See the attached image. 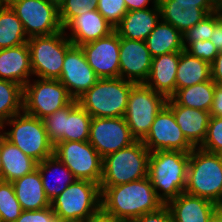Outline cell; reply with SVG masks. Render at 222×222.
<instances>
[{"label":"cell","instance_id":"obj_34","mask_svg":"<svg viewBox=\"0 0 222 222\" xmlns=\"http://www.w3.org/2000/svg\"><path fill=\"white\" fill-rule=\"evenodd\" d=\"M22 212L13 184L0 180V214L3 222H15Z\"/></svg>","mask_w":222,"mask_h":222},{"label":"cell","instance_id":"obj_51","mask_svg":"<svg viewBox=\"0 0 222 222\" xmlns=\"http://www.w3.org/2000/svg\"><path fill=\"white\" fill-rule=\"evenodd\" d=\"M216 11L222 14V0H214Z\"/></svg>","mask_w":222,"mask_h":222},{"label":"cell","instance_id":"obj_17","mask_svg":"<svg viewBox=\"0 0 222 222\" xmlns=\"http://www.w3.org/2000/svg\"><path fill=\"white\" fill-rule=\"evenodd\" d=\"M80 47L100 79L120 77V37L116 31Z\"/></svg>","mask_w":222,"mask_h":222},{"label":"cell","instance_id":"obj_12","mask_svg":"<svg viewBox=\"0 0 222 222\" xmlns=\"http://www.w3.org/2000/svg\"><path fill=\"white\" fill-rule=\"evenodd\" d=\"M55 155L76 179L100 184L103 158L88 141H62L54 146Z\"/></svg>","mask_w":222,"mask_h":222},{"label":"cell","instance_id":"obj_52","mask_svg":"<svg viewBox=\"0 0 222 222\" xmlns=\"http://www.w3.org/2000/svg\"><path fill=\"white\" fill-rule=\"evenodd\" d=\"M58 222H87L85 220H72V221H62V220H59Z\"/></svg>","mask_w":222,"mask_h":222},{"label":"cell","instance_id":"obj_26","mask_svg":"<svg viewBox=\"0 0 222 222\" xmlns=\"http://www.w3.org/2000/svg\"><path fill=\"white\" fill-rule=\"evenodd\" d=\"M37 168L46 197L50 202L76 180L72 172L55 155L38 162Z\"/></svg>","mask_w":222,"mask_h":222},{"label":"cell","instance_id":"obj_45","mask_svg":"<svg viewBox=\"0 0 222 222\" xmlns=\"http://www.w3.org/2000/svg\"><path fill=\"white\" fill-rule=\"evenodd\" d=\"M210 114L211 116L222 117V85L216 84L214 89V100Z\"/></svg>","mask_w":222,"mask_h":222},{"label":"cell","instance_id":"obj_28","mask_svg":"<svg viewBox=\"0 0 222 222\" xmlns=\"http://www.w3.org/2000/svg\"><path fill=\"white\" fill-rule=\"evenodd\" d=\"M2 180L14 182L37 168L38 162L7 140L2 131Z\"/></svg>","mask_w":222,"mask_h":222},{"label":"cell","instance_id":"obj_36","mask_svg":"<svg viewBox=\"0 0 222 222\" xmlns=\"http://www.w3.org/2000/svg\"><path fill=\"white\" fill-rule=\"evenodd\" d=\"M199 148L210 153L222 154V117H210L207 135Z\"/></svg>","mask_w":222,"mask_h":222},{"label":"cell","instance_id":"obj_1","mask_svg":"<svg viewBox=\"0 0 222 222\" xmlns=\"http://www.w3.org/2000/svg\"><path fill=\"white\" fill-rule=\"evenodd\" d=\"M101 189V210L115 218L130 222L164 206L147 177Z\"/></svg>","mask_w":222,"mask_h":222},{"label":"cell","instance_id":"obj_23","mask_svg":"<svg viewBox=\"0 0 222 222\" xmlns=\"http://www.w3.org/2000/svg\"><path fill=\"white\" fill-rule=\"evenodd\" d=\"M169 208L173 222H207L210 215L219 207L214 202L185 192L170 200Z\"/></svg>","mask_w":222,"mask_h":222},{"label":"cell","instance_id":"obj_8","mask_svg":"<svg viewBox=\"0 0 222 222\" xmlns=\"http://www.w3.org/2000/svg\"><path fill=\"white\" fill-rule=\"evenodd\" d=\"M27 44L33 77L59 79L66 51L73 45L64 30L52 35L31 37Z\"/></svg>","mask_w":222,"mask_h":222},{"label":"cell","instance_id":"obj_30","mask_svg":"<svg viewBox=\"0 0 222 222\" xmlns=\"http://www.w3.org/2000/svg\"><path fill=\"white\" fill-rule=\"evenodd\" d=\"M211 79L210 64L190 55L187 51L180 52L176 75V91Z\"/></svg>","mask_w":222,"mask_h":222},{"label":"cell","instance_id":"obj_46","mask_svg":"<svg viewBox=\"0 0 222 222\" xmlns=\"http://www.w3.org/2000/svg\"><path fill=\"white\" fill-rule=\"evenodd\" d=\"M177 2L198 3V7L204 9L208 14L216 11L214 0H175Z\"/></svg>","mask_w":222,"mask_h":222},{"label":"cell","instance_id":"obj_6","mask_svg":"<svg viewBox=\"0 0 222 222\" xmlns=\"http://www.w3.org/2000/svg\"><path fill=\"white\" fill-rule=\"evenodd\" d=\"M0 129L7 140L37 162L53 155L54 146L48 140L43 119L22 111L7 120Z\"/></svg>","mask_w":222,"mask_h":222},{"label":"cell","instance_id":"obj_25","mask_svg":"<svg viewBox=\"0 0 222 222\" xmlns=\"http://www.w3.org/2000/svg\"><path fill=\"white\" fill-rule=\"evenodd\" d=\"M160 20L159 6L128 11L115 31L121 38L146 41Z\"/></svg>","mask_w":222,"mask_h":222},{"label":"cell","instance_id":"obj_54","mask_svg":"<svg viewBox=\"0 0 222 222\" xmlns=\"http://www.w3.org/2000/svg\"><path fill=\"white\" fill-rule=\"evenodd\" d=\"M12 0H5L6 4H8L9 2H11Z\"/></svg>","mask_w":222,"mask_h":222},{"label":"cell","instance_id":"obj_18","mask_svg":"<svg viewBox=\"0 0 222 222\" xmlns=\"http://www.w3.org/2000/svg\"><path fill=\"white\" fill-rule=\"evenodd\" d=\"M120 78L135 84L145 83L151 71L152 57L145 41L120 37Z\"/></svg>","mask_w":222,"mask_h":222},{"label":"cell","instance_id":"obj_15","mask_svg":"<svg viewBox=\"0 0 222 222\" xmlns=\"http://www.w3.org/2000/svg\"><path fill=\"white\" fill-rule=\"evenodd\" d=\"M135 141L124 117L92 118L88 142L102 158Z\"/></svg>","mask_w":222,"mask_h":222},{"label":"cell","instance_id":"obj_27","mask_svg":"<svg viewBox=\"0 0 222 222\" xmlns=\"http://www.w3.org/2000/svg\"><path fill=\"white\" fill-rule=\"evenodd\" d=\"M12 184L16 198L23 211L41 210L51 207V202L46 197L38 168L15 180Z\"/></svg>","mask_w":222,"mask_h":222},{"label":"cell","instance_id":"obj_44","mask_svg":"<svg viewBox=\"0 0 222 222\" xmlns=\"http://www.w3.org/2000/svg\"><path fill=\"white\" fill-rule=\"evenodd\" d=\"M124 1L128 11H135V10H141L158 6V0H124Z\"/></svg>","mask_w":222,"mask_h":222},{"label":"cell","instance_id":"obj_21","mask_svg":"<svg viewBox=\"0 0 222 222\" xmlns=\"http://www.w3.org/2000/svg\"><path fill=\"white\" fill-rule=\"evenodd\" d=\"M32 78L33 71L27 43L0 49V79L10 80L24 87Z\"/></svg>","mask_w":222,"mask_h":222},{"label":"cell","instance_id":"obj_10","mask_svg":"<svg viewBox=\"0 0 222 222\" xmlns=\"http://www.w3.org/2000/svg\"><path fill=\"white\" fill-rule=\"evenodd\" d=\"M74 99L58 79L32 78L23 87V111L44 119Z\"/></svg>","mask_w":222,"mask_h":222},{"label":"cell","instance_id":"obj_9","mask_svg":"<svg viewBox=\"0 0 222 222\" xmlns=\"http://www.w3.org/2000/svg\"><path fill=\"white\" fill-rule=\"evenodd\" d=\"M167 100L145 83L133 85L124 118L136 140L142 141L147 136L156 115L167 104Z\"/></svg>","mask_w":222,"mask_h":222},{"label":"cell","instance_id":"obj_2","mask_svg":"<svg viewBox=\"0 0 222 222\" xmlns=\"http://www.w3.org/2000/svg\"><path fill=\"white\" fill-rule=\"evenodd\" d=\"M189 157L183 151L150 152L148 178L164 205L185 191Z\"/></svg>","mask_w":222,"mask_h":222},{"label":"cell","instance_id":"obj_49","mask_svg":"<svg viewBox=\"0 0 222 222\" xmlns=\"http://www.w3.org/2000/svg\"><path fill=\"white\" fill-rule=\"evenodd\" d=\"M1 150H2V130L0 129V180H2V160H1Z\"/></svg>","mask_w":222,"mask_h":222},{"label":"cell","instance_id":"obj_33","mask_svg":"<svg viewBox=\"0 0 222 222\" xmlns=\"http://www.w3.org/2000/svg\"><path fill=\"white\" fill-rule=\"evenodd\" d=\"M23 111V87L13 81L0 79V127Z\"/></svg>","mask_w":222,"mask_h":222},{"label":"cell","instance_id":"obj_50","mask_svg":"<svg viewBox=\"0 0 222 222\" xmlns=\"http://www.w3.org/2000/svg\"><path fill=\"white\" fill-rule=\"evenodd\" d=\"M49 3H52L54 6H56L58 9L64 4L66 0H47Z\"/></svg>","mask_w":222,"mask_h":222},{"label":"cell","instance_id":"obj_37","mask_svg":"<svg viewBox=\"0 0 222 222\" xmlns=\"http://www.w3.org/2000/svg\"><path fill=\"white\" fill-rule=\"evenodd\" d=\"M96 10L116 28L128 12L124 0H98Z\"/></svg>","mask_w":222,"mask_h":222},{"label":"cell","instance_id":"obj_38","mask_svg":"<svg viewBox=\"0 0 222 222\" xmlns=\"http://www.w3.org/2000/svg\"><path fill=\"white\" fill-rule=\"evenodd\" d=\"M214 31V12L190 28L184 36V48L192 42L210 40Z\"/></svg>","mask_w":222,"mask_h":222},{"label":"cell","instance_id":"obj_41","mask_svg":"<svg viewBox=\"0 0 222 222\" xmlns=\"http://www.w3.org/2000/svg\"><path fill=\"white\" fill-rule=\"evenodd\" d=\"M130 222H173V218L169 208L164 205L159 210L146 213Z\"/></svg>","mask_w":222,"mask_h":222},{"label":"cell","instance_id":"obj_16","mask_svg":"<svg viewBox=\"0 0 222 222\" xmlns=\"http://www.w3.org/2000/svg\"><path fill=\"white\" fill-rule=\"evenodd\" d=\"M100 78L89 66L80 46L72 45L65 54L60 78L70 96L77 100L91 89Z\"/></svg>","mask_w":222,"mask_h":222},{"label":"cell","instance_id":"obj_7","mask_svg":"<svg viewBox=\"0 0 222 222\" xmlns=\"http://www.w3.org/2000/svg\"><path fill=\"white\" fill-rule=\"evenodd\" d=\"M58 220L87 221L101 210L100 184L76 179L51 202Z\"/></svg>","mask_w":222,"mask_h":222},{"label":"cell","instance_id":"obj_11","mask_svg":"<svg viewBox=\"0 0 222 222\" xmlns=\"http://www.w3.org/2000/svg\"><path fill=\"white\" fill-rule=\"evenodd\" d=\"M91 121L92 117L77 100L43 119L53 146L62 141H89Z\"/></svg>","mask_w":222,"mask_h":222},{"label":"cell","instance_id":"obj_29","mask_svg":"<svg viewBox=\"0 0 222 222\" xmlns=\"http://www.w3.org/2000/svg\"><path fill=\"white\" fill-rule=\"evenodd\" d=\"M145 42L152 58L185 50L183 34L163 20L158 22Z\"/></svg>","mask_w":222,"mask_h":222},{"label":"cell","instance_id":"obj_20","mask_svg":"<svg viewBox=\"0 0 222 222\" xmlns=\"http://www.w3.org/2000/svg\"><path fill=\"white\" fill-rule=\"evenodd\" d=\"M166 105L172 110L186 139L199 148L207 135L210 112L178 105L172 98L167 100Z\"/></svg>","mask_w":222,"mask_h":222},{"label":"cell","instance_id":"obj_35","mask_svg":"<svg viewBox=\"0 0 222 222\" xmlns=\"http://www.w3.org/2000/svg\"><path fill=\"white\" fill-rule=\"evenodd\" d=\"M98 0H66L59 9V17L64 28L74 17L97 8Z\"/></svg>","mask_w":222,"mask_h":222},{"label":"cell","instance_id":"obj_43","mask_svg":"<svg viewBox=\"0 0 222 222\" xmlns=\"http://www.w3.org/2000/svg\"><path fill=\"white\" fill-rule=\"evenodd\" d=\"M211 79L215 84L222 85V51H219L214 61L210 64Z\"/></svg>","mask_w":222,"mask_h":222},{"label":"cell","instance_id":"obj_22","mask_svg":"<svg viewBox=\"0 0 222 222\" xmlns=\"http://www.w3.org/2000/svg\"><path fill=\"white\" fill-rule=\"evenodd\" d=\"M180 52L152 58L151 71L145 84L157 93L171 98L176 92V75Z\"/></svg>","mask_w":222,"mask_h":222},{"label":"cell","instance_id":"obj_3","mask_svg":"<svg viewBox=\"0 0 222 222\" xmlns=\"http://www.w3.org/2000/svg\"><path fill=\"white\" fill-rule=\"evenodd\" d=\"M185 193L222 205V154L194 148L187 167Z\"/></svg>","mask_w":222,"mask_h":222},{"label":"cell","instance_id":"obj_40","mask_svg":"<svg viewBox=\"0 0 222 222\" xmlns=\"http://www.w3.org/2000/svg\"><path fill=\"white\" fill-rule=\"evenodd\" d=\"M52 207L41 210L23 211L15 222H58Z\"/></svg>","mask_w":222,"mask_h":222},{"label":"cell","instance_id":"obj_48","mask_svg":"<svg viewBox=\"0 0 222 222\" xmlns=\"http://www.w3.org/2000/svg\"><path fill=\"white\" fill-rule=\"evenodd\" d=\"M207 222H222V207L219 206L208 218Z\"/></svg>","mask_w":222,"mask_h":222},{"label":"cell","instance_id":"obj_42","mask_svg":"<svg viewBox=\"0 0 222 222\" xmlns=\"http://www.w3.org/2000/svg\"><path fill=\"white\" fill-rule=\"evenodd\" d=\"M210 41L218 51H222V14L217 11L214 12V31Z\"/></svg>","mask_w":222,"mask_h":222},{"label":"cell","instance_id":"obj_24","mask_svg":"<svg viewBox=\"0 0 222 222\" xmlns=\"http://www.w3.org/2000/svg\"><path fill=\"white\" fill-rule=\"evenodd\" d=\"M161 20L171 24L183 35L209 14L198 3L158 0Z\"/></svg>","mask_w":222,"mask_h":222},{"label":"cell","instance_id":"obj_4","mask_svg":"<svg viewBox=\"0 0 222 222\" xmlns=\"http://www.w3.org/2000/svg\"><path fill=\"white\" fill-rule=\"evenodd\" d=\"M134 84L120 77L102 78L77 102L92 118L124 117Z\"/></svg>","mask_w":222,"mask_h":222},{"label":"cell","instance_id":"obj_13","mask_svg":"<svg viewBox=\"0 0 222 222\" xmlns=\"http://www.w3.org/2000/svg\"><path fill=\"white\" fill-rule=\"evenodd\" d=\"M8 5L21 21L28 39L63 30L59 9L47 0H12Z\"/></svg>","mask_w":222,"mask_h":222},{"label":"cell","instance_id":"obj_47","mask_svg":"<svg viewBox=\"0 0 222 222\" xmlns=\"http://www.w3.org/2000/svg\"><path fill=\"white\" fill-rule=\"evenodd\" d=\"M87 222H126L124 220L115 218L114 216L104 213L102 210L92 215Z\"/></svg>","mask_w":222,"mask_h":222},{"label":"cell","instance_id":"obj_39","mask_svg":"<svg viewBox=\"0 0 222 222\" xmlns=\"http://www.w3.org/2000/svg\"><path fill=\"white\" fill-rule=\"evenodd\" d=\"M190 55L211 64L219 51L210 40L192 42L186 49Z\"/></svg>","mask_w":222,"mask_h":222},{"label":"cell","instance_id":"obj_14","mask_svg":"<svg viewBox=\"0 0 222 222\" xmlns=\"http://www.w3.org/2000/svg\"><path fill=\"white\" fill-rule=\"evenodd\" d=\"M142 142L150 152L172 150L190 153L195 148L186 139L167 105L156 115Z\"/></svg>","mask_w":222,"mask_h":222},{"label":"cell","instance_id":"obj_31","mask_svg":"<svg viewBox=\"0 0 222 222\" xmlns=\"http://www.w3.org/2000/svg\"><path fill=\"white\" fill-rule=\"evenodd\" d=\"M216 84L210 79L193 86L178 89L171 97L178 105L210 112Z\"/></svg>","mask_w":222,"mask_h":222},{"label":"cell","instance_id":"obj_32","mask_svg":"<svg viewBox=\"0 0 222 222\" xmlns=\"http://www.w3.org/2000/svg\"><path fill=\"white\" fill-rule=\"evenodd\" d=\"M27 41L21 21L12 8L5 4L0 10V49L16 47Z\"/></svg>","mask_w":222,"mask_h":222},{"label":"cell","instance_id":"obj_53","mask_svg":"<svg viewBox=\"0 0 222 222\" xmlns=\"http://www.w3.org/2000/svg\"><path fill=\"white\" fill-rule=\"evenodd\" d=\"M5 4V0H0V10L4 7Z\"/></svg>","mask_w":222,"mask_h":222},{"label":"cell","instance_id":"obj_19","mask_svg":"<svg viewBox=\"0 0 222 222\" xmlns=\"http://www.w3.org/2000/svg\"><path fill=\"white\" fill-rule=\"evenodd\" d=\"M63 30L73 45L81 46L110 35L115 28L94 9L74 17Z\"/></svg>","mask_w":222,"mask_h":222},{"label":"cell","instance_id":"obj_5","mask_svg":"<svg viewBox=\"0 0 222 222\" xmlns=\"http://www.w3.org/2000/svg\"><path fill=\"white\" fill-rule=\"evenodd\" d=\"M150 151L141 140L103 158L100 188L140 180L148 176Z\"/></svg>","mask_w":222,"mask_h":222}]
</instances>
